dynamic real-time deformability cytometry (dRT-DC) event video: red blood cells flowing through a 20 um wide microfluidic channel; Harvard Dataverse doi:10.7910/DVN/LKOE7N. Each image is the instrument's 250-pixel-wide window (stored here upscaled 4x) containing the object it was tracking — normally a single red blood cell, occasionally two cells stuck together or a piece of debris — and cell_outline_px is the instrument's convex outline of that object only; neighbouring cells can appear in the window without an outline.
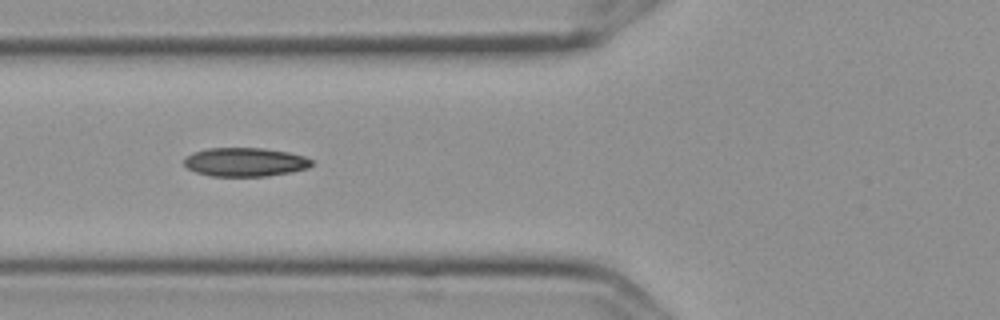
{"species": "Egyptian fruit bat (a non-hibernating species)", "species_latin": "Rousettus aegyptiacus", "temperature_condition": "cold", "stored_images_in_passage": 3, "camera_frame_rate_fps": 3000, "um_per_image_px": 0.085, "frame": {"image": 1, "passage_image": 2, "time_ms": 0.333, "image_size_px": [1000, 320], "cell_outline_px": [[312, 164], [308, 168], [292, 172], [264, 176], [212, 176], [196, 172], [188, 168], [184, 164], [184, 160], [192, 152], [208, 148], [264, 148], [288, 152], [304, 156], [312, 160]], "centroid_in_image_um": [20.84, 13.77], "position_along_channel_um": 105.0, "area_um2": 21.33}}
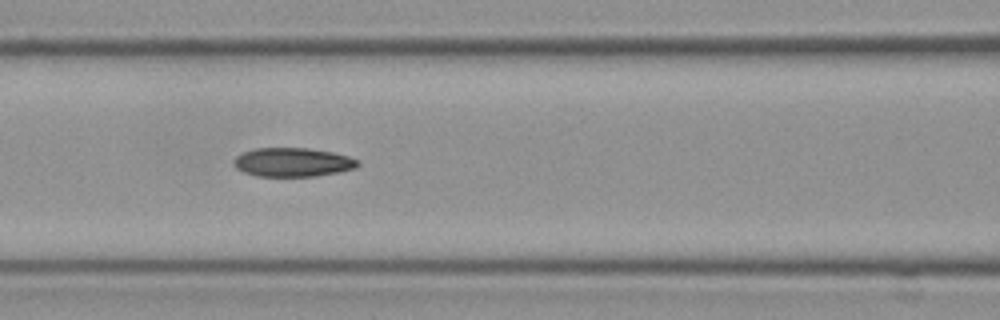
{"frame": {"image": 2, "passage_image": 3, "time_ms": 0.667, "image_size_px": [1000, 320], "cell_outline_px": [[360, 164], [356, 168], [340, 172], [316, 176], [256, 176], [244, 172], [236, 168], [232, 160], [236, 156], [244, 152], [256, 148], [308, 148], [332, 152], [348, 156], [356, 160]], "centroid_in_image_um": [24.87, 13.79], "position_along_channel_um": 141.7, "area_um2": 20.87}}